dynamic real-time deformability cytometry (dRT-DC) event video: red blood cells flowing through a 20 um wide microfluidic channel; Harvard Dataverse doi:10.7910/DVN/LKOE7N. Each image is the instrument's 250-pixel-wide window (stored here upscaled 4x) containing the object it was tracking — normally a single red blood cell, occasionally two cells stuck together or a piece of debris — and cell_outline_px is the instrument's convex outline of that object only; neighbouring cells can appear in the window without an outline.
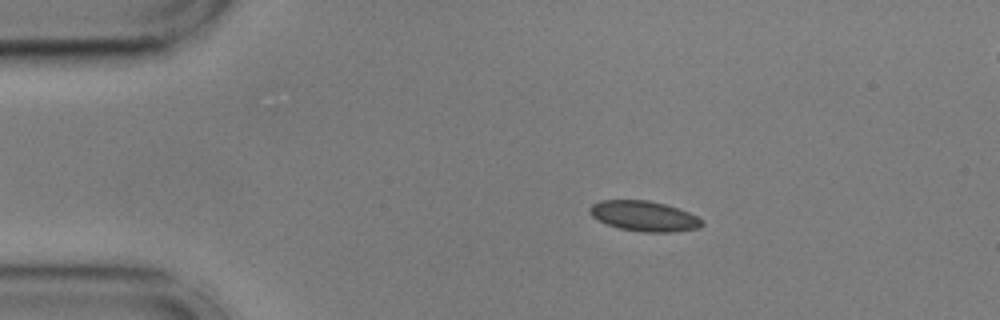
{"species": "common noctule bat (a hibernating species)", "species_latin": "Nyctalus noctula", "temperature_condition": "cold", "stored_images_in_passage": 46, "camera_frame_rate_fps": 3000, "um_per_image_px": 0.085, "animal": {"sex": "male", "body_mass_g": 17.9, "forearm_length_mm": 54.2}, "frame": {"image": 1, "passage_image": 1, "time_ms": 0.0, "image_size_px": [1000, 320], "cell_outline_px": [[704, 224], [700, 228], [672, 232], [644, 232], [620, 228], [608, 224], [592, 216], [588, 212], [588, 208], [592, 204], [600, 200], [648, 200], [664, 204], [688, 212], [704, 220]], "centroid_in_image_um": [54.76, 18.36], "position_along_channel_um": 30.2, "area_um2": 19.71}}
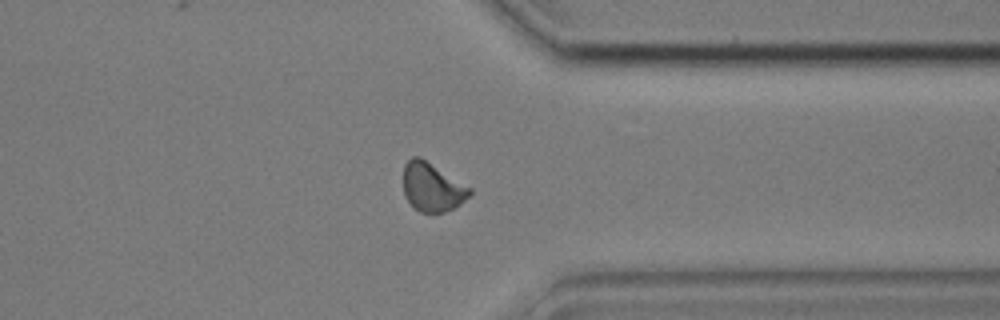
{"frame": {"image": 2, "passage_image": 34, "time_ms": 11.0, "image_size_px": [1000, 320], "cell_outline_px": [[472, 192], [460, 204], [444, 212], [420, 212], [404, 196], [404, 164], [412, 156], [420, 156], [472, 188]], "centroid_in_image_um": [36.73, 15.88], "position_along_channel_um": 374.7, "area_um2": 18.67}}
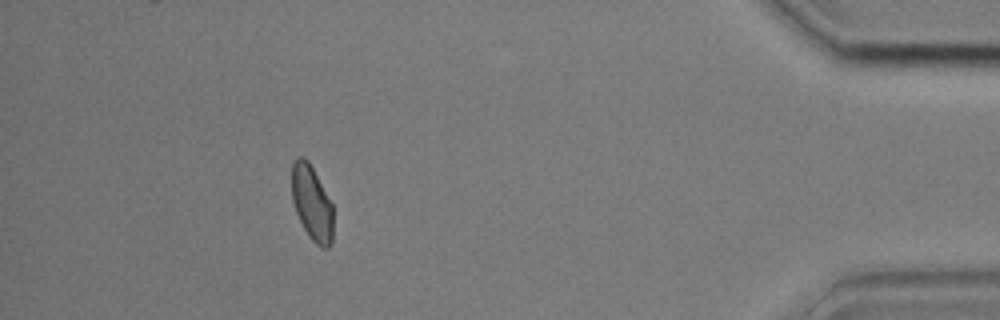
{"frame": {"image": 3, "passage_image": 41, "time_ms": 13.333, "image_size_px": [1000, 320], "cell_outline_px": [[332, 244], [328, 248], [320, 248], [308, 236], [296, 212], [292, 200], [292, 164], [296, 156], [304, 156], [308, 160], [332, 204]], "centroid_in_image_um": [26.5, 17.26], "position_along_channel_um": 408.7, "area_um2": 18.03}, "authors_computed_cell_mechanics": {"area_um2": 18.9873, "velocity_mm_per_s": 3.5977, "shape_relaxation_time_tau1_ms": 4.3438, "shape_relaxation_time_tau2_ms": 2.3981, "deformation_change_tau1": 0.074, "deformation_change_tau2": 0.0535}}